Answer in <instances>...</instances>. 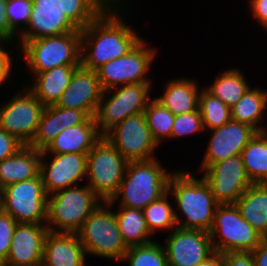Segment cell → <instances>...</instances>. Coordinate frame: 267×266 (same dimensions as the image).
Returning a JSON list of instances; mask_svg holds the SVG:
<instances>
[{
    "label": "cell",
    "mask_w": 267,
    "mask_h": 266,
    "mask_svg": "<svg viewBox=\"0 0 267 266\" xmlns=\"http://www.w3.org/2000/svg\"><path fill=\"white\" fill-rule=\"evenodd\" d=\"M154 83H136L103 91L94 119L98 133L105 136L129 116L144 112L153 98Z\"/></svg>",
    "instance_id": "obj_7"
},
{
    "label": "cell",
    "mask_w": 267,
    "mask_h": 266,
    "mask_svg": "<svg viewBox=\"0 0 267 266\" xmlns=\"http://www.w3.org/2000/svg\"><path fill=\"white\" fill-rule=\"evenodd\" d=\"M198 108L205 131L219 128L232 120L231 108L220 99L212 96L204 88L201 89L199 94Z\"/></svg>",
    "instance_id": "obj_34"
},
{
    "label": "cell",
    "mask_w": 267,
    "mask_h": 266,
    "mask_svg": "<svg viewBox=\"0 0 267 266\" xmlns=\"http://www.w3.org/2000/svg\"><path fill=\"white\" fill-rule=\"evenodd\" d=\"M87 154H41L40 175L47 195L86 182Z\"/></svg>",
    "instance_id": "obj_16"
},
{
    "label": "cell",
    "mask_w": 267,
    "mask_h": 266,
    "mask_svg": "<svg viewBox=\"0 0 267 266\" xmlns=\"http://www.w3.org/2000/svg\"><path fill=\"white\" fill-rule=\"evenodd\" d=\"M87 258H101L121 262L128 247L118 227L113 207L101 202L76 233Z\"/></svg>",
    "instance_id": "obj_6"
},
{
    "label": "cell",
    "mask_w": 267,
    "mask_h": 266,
    "mask_svg": "<svg viewBox=\"0 0 267 266\" xmlns=\"http://www.w3.org/2000/svg\"><path fill=\"white\" fill-rule=\"evenodd\" d=\"M115 0H63V11L80 29L86 28Z\"/></svg>",
    "instance_id": "obj_32"
},
{
    "label": "cell",
    "mask_w": 267,
    "mask_h": 266,
    "mask_svg": "<svg viewBox=\"0 0 267 266\" xmlns=\"http://www.w3.org/2000/svg\"><path fill=\"white\" fill-rule=\"evenodd\" d=\"M238 67L219 71L215 79L203 88L215 98L220 99L228 107H233L251 87L245 73Z\"/></svg>",
    "instance_id": "obj_28"
},
{
    "label": "cell",
    "mask_w": 267,
    "mask_h": 266,
    "mask_svg": "<svg viewBox=\"0 0 267 266\" xmlns=\"http://www.w3.org/2000/svg\"><path fill=\"white\" fill-rule=\"evenodd\" d=\"M101 202L86 183L56 191L48 195L46 226L50 232L76 234Z\"/></svg>",
    "instance_id": "obj_5"
},
{
    "label": "cell",
    "mask_w": 267,
    "mask_h": 266,
    "mask_svg": "<svg viewBox=\"0 0 267 266\" xmlns=\"http://www.w3.org/2000/svg\"><path fill=\"white\" fill-rule=\"evenodd\" d=\"M120 229L122 239L127 247L148 244L154 237L146 224L143 210L110 204ZM117 209V210H116Z\"/></svg>",
    "instance_id": "obj_29"
},
{
    "label": "cell",
    "mask_w": 267,
    "mask_h": 266,
    "mask_svg": "<svg viewBox=\"0 0 267 266\" xmlns=\"http://www.w3.org/2000/svg\"><path fill=\"white\" fill-rule=\"evenodd\" d=\"M201 174L219 205L235 204L253 184L247 175L241 154L209 165Z\"/></svg>",
    "instance_id": "obj_14"
},
{
    "label": "cell",
    "mask_w": 267,
    "mask_h": 266,
    "mask_svg": "<svg viewBox=\"0 0 267 266\" xmlns=\"http://www.w3.org/2000/svg\"><path fill=\"white\" fill-rule=\"evenodd\" d=\"M206 133L202 123V117L199 108L193 112L175 115L171 140H179L191 135Z\"/></svg>",
    "instance_id": "obj_37"
},
{
    "label": "cell",
    "mask_w": 267,
    "mask_h": 266,
    "mask_svg": "<svg viewBox=\"0 0 267 266\" xmlns=\"http://www.w3.org/2000/svg\"><path fill=\"white\" fill-rule=\"evenodd\" d=\"M79 66L63 65L41 73H30L27 75L30 80L22 82L45 107L56 105Z\"/></svg>",
    "instance_id": "obj_22"
},
{
    "label": "cell",
    "mask_w": 267,
    "mask_h": 266,
    "mask_svg": "<svg viewBox=\"0 0 267 266\" xmlns=\"http://www.w3.org/2000/svg\"><path fill=\"white\" fill-rule=\"evenodd\" d=\"M41 150L24 145L12 156L0 162V189L35 178L40 173Z\"/></svg>",
    "instance_id": "obj_25"
},
{
    "label": "cell",
    "mask_w": 267,
    "mask_h": 266,
    "mask_svg": "<svg viewBox=\"0 0 267 266\" xmlns=\"http://www.w3.org/2000/svg\"><path fill=\"white\" fill-rule=\"evenodd\" d=\"M2 210V189H0V211Z\"/></svg>",
    "instance_id": "obj_48"
},
{
    "label": "cell",
    "mask_w": 267,
    "mask_h": 266,
    "mask_svg": "<svg viewBox=\"0 0 267 266\" xmlns=\"http://www.w3.org/2000/svg\"><path fill=\"white\" fill-rule=\"evenodd\" d=\"M115 1H130V0H115ZM132 1V0H131Z\"/></svg>",
    "instance_id": "obj_49"
},
{
    "label": "cell",
    "mask_w": 267,
    "mask_h": 266,
    "mask_svg": "<svg viewBox=\"0 0 267 266\" xmlns=\"http://www.w3.org/2000/svg\"><path fill=\"white\" fill-rule=\"evenodd\" d=\"M46 223H17L9 254L1 266H42Z\"/></svg>",
    "instance_id": "obj_19"
},
{
    "label": "cell",
    "mask_w": 267,
    "mask_h": 266,
    "mask_svg": "<svg viewBox=\"0 0 267 266\" xmlns=\"http://www.w3.org/2000/svg\"><path fill=\"white\" fill-rule=\"evenodd\" d=\"M224 266H255L251 252L223 253Z\"/></svg>",
    "instance_id": "obj_45"
},
{
    "label": "cell",
    "mask_w": 267,
    "mask_h": 266,
    "mask_svg": "<svg viewBox=\"0 0 267 266\" xmlns=\"http://www.w3.org/2000/svg\"><path fill=\"white\" fill-rule=\"evenodd\" d=\"M132 4L133 0L113 1L81 30V65L84 68L96 71L103 64L127 55L144 39L131 22L136 17L131 13L134 11Z\"/></svg>",
    "instance_id": "obj_1"
},
{
    "label": "cell",
    "mask_w": 267,
    "mask_h": 266,
    "mask_svg": "<svg viewBox=\"0 0 267 266\" xmlns=\"http://www.w3.org/2000/svg\"><path fill=\"white\" fill-rule=\"evenodd\" d=\"M31 0H8L7 18L10 28L19 36L26 28L30 20Z\"/></svg>",
    "instance_id": "obj_38"
},
{
    "label": "cell",
    "mask_w": 267,
    "mask_h": 266,
    "mask_svg": "<svg viewBox=\"0 0 267 266\" xmlns=\"http://www.w3.org/2000/svg\"><path fill=\"white\" fill-rule=\"evenodd\" d=\"M158 158L149 161H129L117 194L107 202L143 210L165 195L174 170L167 169Z\"/></svg>",
    "instance_id": "obj_3"
},
{
    "label": "cell",
    "mask_w": 267,
    "mask_h": 266,
    "mask_svg": "<svg viewBox=\"0 0 267 266\" xmlns=\"http://www.w3.org/2000/svg\"><path fill=\"white\" fill-rule=\"evenodd\" d=\"M171 194L167 192L161 198L153 201L143 209L145 221L150 233L156 237L161 230L170 233L174 228H177L175 218L174 202ZM169 231V232H168Z\"/></svg>",
    "instance_id": "obj_31"
},
{
    "label": "cell",
    "mask_w": 267,
    "mask_h": 266,
    "mask_svg": "<svg viewBox=\"0 0 267 266\" xmlns=\"http://www.w3.org/2000/svg\"><path fill=\"white\" fill-rule=\"evenodd\" d=\"M158 51L154 46L149 47L144 37L127 55L103 64L96 70L102 89L106 91L126 84L154 83L150 72Z\"/></svg>",
    "instance_id": "obj_9"
},
{
    "label": "cell",
    "mask_w": 267,
    "mask_h": 266,
    "mask_svg": "<svg viewBox=\"0 0 267 266\" xmlns=\"http://www.w3.org/2000/svg\"><path fill=\"white\" fill-rule=\"evenodd\" d=\"M168 192L173 198L179 228L210 231L219 204L201 175L197 177L182 167L175 170L169 180Z\"/></svg>",
    "instance_id": "obj_2"
},
{
    "label": "cell",
    "mask_w": 267,
    "mask_h": 266,
    "mask_svg": "<svg viewBox=\"0 0 267 266\" xmlns=\"http://www.w3.org/2000/svg\"><path fill=\"white\" fill-rule=\"evenodd\" d=\"M154 240L148 244L128 247L120 263L126 266H168L162 243Z\"/></svg>",
    "instance_id": "obj_35"
},
{
    "label": "cell",
    "mask_w": 267,
    "mask_h": 266,
    "mask_svg": "<svg viewBox=\"0 0 267 266\" xmlns=\"http://www.w3.org/2000/svg\"><path fill=\"white\" fill-rule=\"evenodd\" d=\"M17 56H19V52L16 46L6 42H0V87L4 88L6 83L8 84V81L9 84L12 81L14 84L15 70L20 73L19 69L16 68L19 66V57Z\"/></svg>",
    "instance_id": "obj_39"
},
{
    "label": "cell",
    "mask_w": 267,
    "mask_h": 266,
    "mask_svg": "<svg viewBox=\"0 0 267 266\" xmlns=\"http://www.w3.org/2000/svg\"><path fill=\"white\" fill-rule=\"evenodd\" d=\"M63 130L58 122V106H46L42 112L36 135L29 146L42 151Z\"/></svg>",
    "instance_id": "obj_36"
},
{
    "label": "cell",
    "mask_w": 267,
    "mask_h": 266,
    "mask_svg": "<svg viewBox=\"0 0 267 266\" xmlns=\"http://www.w3.org/2000/svg\"><path fill=\"white\" fill-rule=\"evenodd\" d=\"M144 114L152 137L157 144L161 146L160 144L163 145V142L170 141L175 115L154 98L148 102Z\"/></svg>",
    "instance_id": "obj_33"
},
{
    "label": "cell",
    "mask_w": 267,
    "mask_h": 266,
    "mask_svg": "<svg viewBox=\"0 0 267 266\" xmlns=\"http://www.w3.org/2000/svg\"><path fill=\"white\" fill-rule=\"evenodd\" d=\"M103 91L97 72L80 65L56 106L84 111L94 117Z\"/></svg>",
    "instance_id": "obj_20"
},
{
    "label": "cell",
    "mask_w": 267,
    "mask_h": 266,
    "mask_svg": "<svg viewBox=\"0 0 267 266\" xmlns=\"http://www.w3.org/2000/svg\"><path fill=\"white\" fill-rule=\"evenodd\" d=\"M101 137L94 117H89L83 124L64 129L41 154H88Z\"/></svg>",
    "instance_id": "obj_24"
},
{
    "label": "cell",
    "mask_w": 267,
    "mask_h": 266,
    "mask_svg": "<svg viewBox=\"0 0 267 266\" xmlns=\"http://www.w3.org/2000/svg\"><path fill=\"white\" fill-rule=\"evenodd\" d=\"M14 94L0 102V128L29 145L36 135L44 105L22 83ZM17 90V92H16Z\"/></svg>",
    "instance_id": "obj_11"
},
{
    "label": "cell",
    "mask_w": 267,
    "mask_h": 266,
    "mask_svg": "<svg viewBox=\"0 0 267 266\" xmlns=\"http://www.w3.org/2000/svg\"><path fill=\"white\" fill-rule=\"evenodd\" d=\"M88 118L84 111L58 107V122L63 129L83 124Z\"/></svg>",
    "instance_id": "obj_41"
},
{
    "label": "cell",
    "mask_w": 267,
    "mask_h": 266,
    "mask_svg": "<svg viewBox=\"0 0 267 266\" xmlns=\"http://www.w3.org/2000/svg\"><path fill=\"white\" fill-rule=\"evenodd\" d=\"M209 140L197 171L201 173L209 165L242 153L257 131L245 123L230 121L223 126L205 131Z\"/></svg>",
    "instance_id": "obj_18"
},
{
    "label": "cell",
    "mask_w": 267,
    "mask_h": 266,
    "mask_svg": "<svg viewBox=\"0 0 267 266\" xmlns=\"http://www.w3.org/2000/svg\"><path fill=\"white\" fill-rule=\"evenodd\" d=\"M129 161L102 136L87 154L86 184L103 201L117 194Z\"/></svg>",
    "instance_id": "obj_8"
},
{
    "label": "cell",
    "mask_w": 267,
    "mask_h": 266,
    "mask_svg": "<svg viewBox=\"0 0 267 266\" xmlns=\"http://www.w3.org/2000/svg\"><path fill=\"white\" fill-rule=\"evenodd\" d=\"M215 252H252L262 237L241 216L235 204L218 205L209 231Z\"/></svg>",
    "instance_id": "obj_10"
},
{
    "label": "cell",
    "mask_w": 267,
    "mask_h": 266,
    "mask_svg": "<svg viewBox=\"0 0 267 266\" xmlns=\"http://www.w3.org/2000/svg\"><path fill=\"white\" fill-rule=\"evenodd\" d=\"M24 146L15 136L0 128V162Z\"/></svg>",
    "instance_id": "obj_44"
},
{
    "label": "cell",
    "mask_w": 267,
    "mask_h": 266,
    "mask_svg": "<svg viewBox=\"0 0 267 266\" xmlns=\"http://www.w3.org/2000/svg\"><path fill=\"white\" fill-rule=\"evenodd\" d=\"M87 255L77 234L48 232L42 266H88Z\"/></svg>",
    "instance_id": "obj_21"
},
{
    "label": "cell",
    "mask_w": 267,
    "mask_h": 266,
    "mask_svg": "<svg viewBox=\"0 0 267 266\" xmlns=\"http://www.w3.org/2000/svg\"><path fill=\"white\" fill-rule=\"evenodd\" d=\"M48 195L41 175L2 189V210L17 223H46Z\"/></svg>",
    "instance_id": "obj_12"
},
{
    "label": "cell",
    "mask_w": 267,
    "mask_h": 266,
    "mask_svg": "<svg viewBox=\"0 0 267 266\" xmlns=\"http://www.w3.org/2000/svg\"><path fill=\"white\" fill-rule=\"evenodd\" d=\"M246 3L253 22L267 33V0H247Z\"/></svg>",
    "instance_id": "obj_42"
},
{
    "label": "cell",
    "mask_w": 267,
    "mask_h": 266,
    "mask_svg": "<svg viewBox=\"0 0 267 266\" xmlns=\"http://www.w3.org/2000/svg\"><path fill=\"white\" fill-rule=\"evenodd\" d=\"M8 0H0V42L17 45L18 35L10 28L6 8Z\"/></svg>",
    "instance_id": "obj_43"
},
{
    "label": "cell",
    "mask_w": 267,
    "mask_h": 266,
    "mask_svg": "<svg viewBox=\"0 0 267 266\" xmlns=\"http://www.w3.org/2000/svg\"><path fill=\"white\" fill-rule=\"evenodd\" d=\"M196 80L194 77H173L164 83L162 94L154 96V99L174 115L193 112L198 109L199 94L203 88Z\"/></svg>",
    "instance_id": "obj_23"
},
{
    "label": "cell",
    "mask_w": 267,
    "mask_h": 266,
    "mask_svg": "<svg viewBox=\"0 0 267 266\" xmlns=\"http://www.w3.org/2000/svg\"><path fill=\"white\" fill-rule=\"evenodd\" d=\"M31 1L30 20L25 30L18 36L17 48L28 40L81 32L63 11V0Z\"/></svg>",
    "instance_id": "obj_17"
},
{
    "label": "cell",
    "mask_w": 267,
    "mask_h": 266,
    "mask_svg": "<svg viewBox=\"0 0 267 266\" xmlns=\"http://www.w3.org/2000/svg\"><path fill=\"white\" fill-rule=\"evenodd\" d=\"M18 52L19 69H25L22 71L27 72L26 75L57 66L81 65V32L28 40L18 48Z\"/></svg>",
    "instance_id": "obj_4"
},
{
    "label": "cell",
    "mask_w": 267,
    "mask_h": 266,
    "mask_svg": "<svg viewBox=\"0 0 267 266\" xmlns=\"http://www.w3.org/2000/svg\"><path fill=\"white\" fill-rule=\"evenodd\" d=\"M104 137L128 161L155 159L160 148L152 137L144 112L127 117Z\"/></svg>",
    "instance_id": "obj_13"
},
{
    "label": "cell",
    "mask_w": 267,
    "mask_h": 266,
    "mask_svg": "<svg viewBox=\"0 0 267 266\" xmlns=\"http://www.w3.org/2000/svg\"><path fill=\"white\" fill-rule=\"evenodd\" d=\"M197 266H224L223 256L222 254L215 252L206 261Z\"/></svg>",
    "instance_id": "obj_47"
},
{
    "label": "cell",
    "mask_w": 267,
    "mask_h": 266,
    "mask_svg": "<svg viewBox=\"0 0 267 266\" xmlns=\"http://www.w3.org/2000/svg\"><path fill=\"white\" fill-rule=\"evenodd\" d=\"M267 112V89L260 86H251L242 98L231 107V119L245 123L257 132L266 131L264 119Z\"/></svg>",
    "instance_id": "obj_26"
},
{
    "label": "cell",
    "mask_w": 267,
    "mask_h": 266,
    "mask_svg": "<svg viewBox=\"0 0 267 266\" xmlns=\"http://www.w3.org/2000/svg\"><path fill=\"white\" fill-rule=\"evenodd\" d=\"M251 253L255 266H267V237L262 238Z\"/></svg>",
    "instance_id": "obj_46"
},
{
    "label": "cell",
    "mask_w": 267,
    "mask_h": 266,
    "mask_svg": "<svg viewBox=\"0 0 267 266\" xmlns=\"http://www.w3.org/2000/svg\"><path fill=\"white\" fill-rule=\"evenodd\" d=\"M241 156L251 182L267 183V131L257 132L242 150Z\"/></svg>",
    "instance_id": "obj_30"
},
{
    "label": "cell",
    "mask_w": 267,
    "mask_h": 266,
    "mask_svg": "<svg viewBox=\"0 0 267 266\" xmlns=\"http://www.w3.org/2000/svg\"><path fill=\"white\" fill-rule=\"evenodd\" d=\"M16 225L17 222L11 215L3 210L0 211V266L8 257Z\"/></svg>",
    "instance_id": "obj_40"
},
{
    "label": "cell",
    "mask_w": 267,
    "mask_h": 266,
    "mask_svg": "<svg viewBox=\"0 0 267 266\" xmlns=\"http://www.w3.org/2000/svg\"><path fill=\"white\" fill-rule=\"evenodd\" d=\"M165 236L168 266H197L215 253L209 232L177 227Z\"/></svg>",
    "instance_id": "obj_15"
},
{
    "label": "cell",
    "mask_w": 267,
    "mask_h": 266,
    "mask_svg": "<svg viewBox=\"0 0 267 266\" xmlns=\"http://www.w3.org/2000/svg\"><path fill=\"white\" fill-rule=\"evenodd\" d=\"M235 205L254 230L267 237V183L249 186Z\"/></svg>",
    "instance_id": "obj_27"
}]
</instances>
